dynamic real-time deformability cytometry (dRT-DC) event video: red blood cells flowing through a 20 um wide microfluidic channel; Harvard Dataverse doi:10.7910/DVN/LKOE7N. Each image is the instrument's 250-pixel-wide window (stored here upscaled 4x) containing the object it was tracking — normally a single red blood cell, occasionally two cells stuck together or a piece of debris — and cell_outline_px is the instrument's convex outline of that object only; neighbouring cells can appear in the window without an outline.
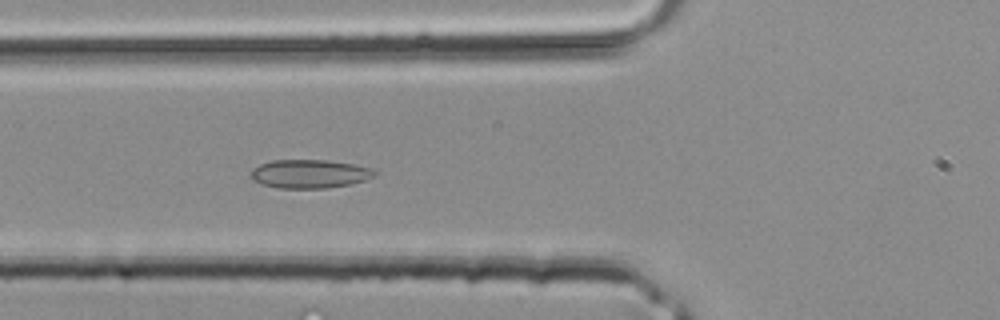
{"species": "common noctule bat (a hibernating species)", "species_latin": "Nyctalus noctula", "temperature_condition": "room temperature", "stored_images_in_passage": 33, "camera_frame_rate_fps": 3000, "um_per_image_px": 0.085, "animal": {"sex": "male", "body_mass_g": 20.4}, "frame": {"image": 1, "passage_image": 8, "time_ms": 2.333, "image_size_px": [1000, 320], "cell_outline_px": [[376, 176], [364, 180], [348, 184], [324, 188], [276, 188], [252, 180], [252, 168], [260, 164], [272, 160], [328, 160], [352, 164], [372, 168], [376, 172]], "centroid_in_image_um": [26.31, 14.77], "position_along_channel_um": 99.5, "area_um2": 20.46}}
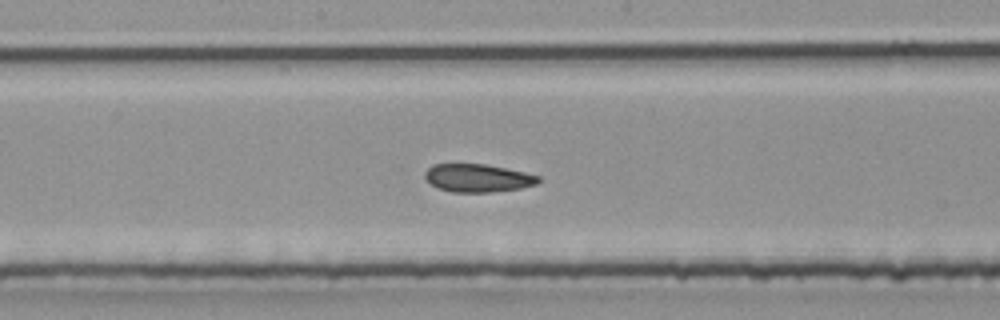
{"frame": {"image": 2, "passage_image": 14, "time_ms": 4.333, "image_size_px": [1000, 320], "cell_outline_px": [[540, 180], [536, 184], [520, 188], [492, 192], [452, 192], [436, 188], [424, 176], [424, 172], [432, 164], [488, 164], [524, 172], [540, 176]], "centroid_in_image_um": [40.6, 15.13], "position_along_channel_um": 207.6, "area_um2": 18.55}}
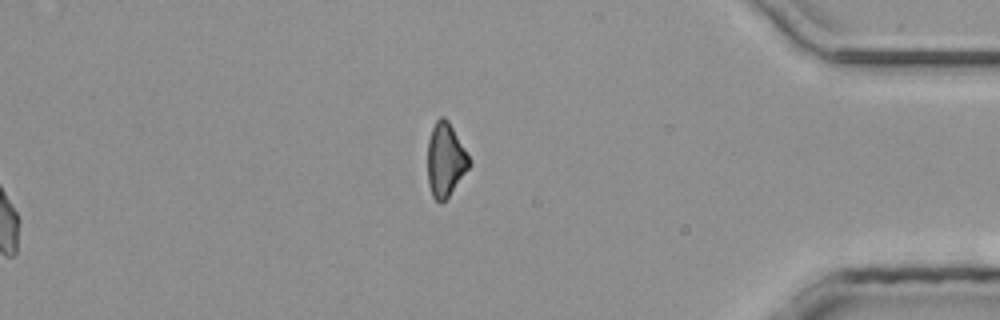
{"frame": {"image": 3, "passage_image": 33, "time_ms": 10.667, "image_size_px": [1000, 320], "cell_outline_px": [[472, 164], [448, 196], [440, 204], [432, 196], [428, 184], [428, 140], [432, 128], [436, 120], [440, 116], [444, 116], [448, 120], [468, 156]], "centroid_in_image_um": [37.84, 13.59], "position_along_channel_um": 397.4, "area_um2": 17.63}}